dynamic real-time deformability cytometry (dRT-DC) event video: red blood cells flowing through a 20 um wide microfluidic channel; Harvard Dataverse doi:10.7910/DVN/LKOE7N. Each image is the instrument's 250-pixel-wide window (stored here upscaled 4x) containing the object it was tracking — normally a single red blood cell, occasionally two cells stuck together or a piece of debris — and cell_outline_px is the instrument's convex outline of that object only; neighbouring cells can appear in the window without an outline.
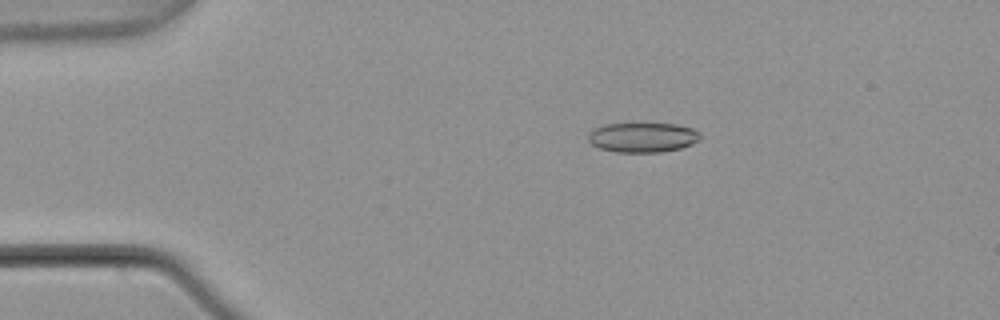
{"species": "common noctule bat (a hibernating species)", "species_latin": "Nyctalus noctula", "temperature_condition": "warm", "stored_images_in_passage": 4, "camera_frame_rate_fps": 3000, "um_per_image_px": 0.085, "animal": {"sex": "male", "body_mass_g": 21.5, "forearm_length_mm": 52.0}, "frame": {"image": 1, "passage_image": 3, "time_ms": 0.667, "image_size_px": [1000, 320], "cell_outline_px": [[700, 140], [692, 144], [680, 148], [660, 152], [616, 152], [600, 148], [592, 144], [588, 140], [588, 132], [604, 124], [676, 124], [692, 128], [700, 132]], "centroid_in_image_um": [54.63, 11.68], "position_along_channel_um": 30.4, "area_um2": 19.36}}